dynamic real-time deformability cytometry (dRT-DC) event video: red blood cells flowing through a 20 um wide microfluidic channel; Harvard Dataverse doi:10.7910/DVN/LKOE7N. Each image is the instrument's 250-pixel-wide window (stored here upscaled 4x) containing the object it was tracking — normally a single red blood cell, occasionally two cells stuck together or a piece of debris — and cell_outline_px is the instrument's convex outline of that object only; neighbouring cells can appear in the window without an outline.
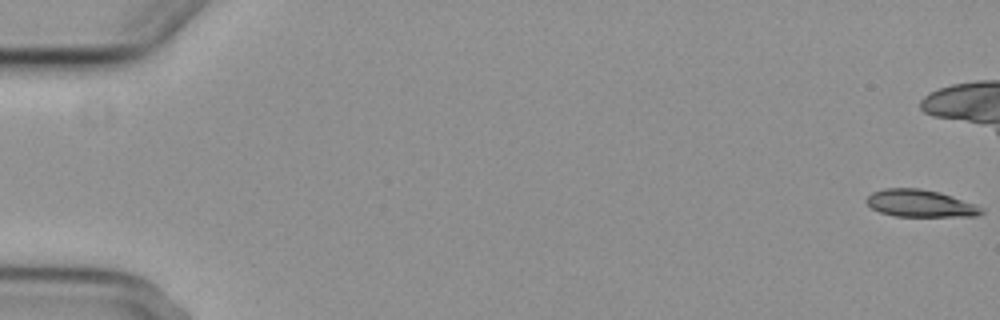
{"species": "common noctule bat (a hibernating species)", "species_latin": "Nyctalus noctula", "temperature_condition": "cold", "stored_images_in_passage": 6, "camera_frame_rate_fps": 3000, "um_per_image_px": 0.085, "animal": {"sex": "female", "body_mass_g": 29.2, "forearm_length_mm": 56.3}, "frame": {"image": 1, "passage_image": 1, "time_ms": 0.0, "image_size_px": [1000, 320], "cell_outline_px": [[984, 212], [976, 216], [896, 216], [880, 212], [872, 208], [864, 200], [872, 192], [884, 188], [920, 188], [940, 192], [952, 196], [984, 208]], "centroid_in_image_um": [78.21, 17.28], "position_along_channel_um": 6.8, "area_um2": 18.21}}